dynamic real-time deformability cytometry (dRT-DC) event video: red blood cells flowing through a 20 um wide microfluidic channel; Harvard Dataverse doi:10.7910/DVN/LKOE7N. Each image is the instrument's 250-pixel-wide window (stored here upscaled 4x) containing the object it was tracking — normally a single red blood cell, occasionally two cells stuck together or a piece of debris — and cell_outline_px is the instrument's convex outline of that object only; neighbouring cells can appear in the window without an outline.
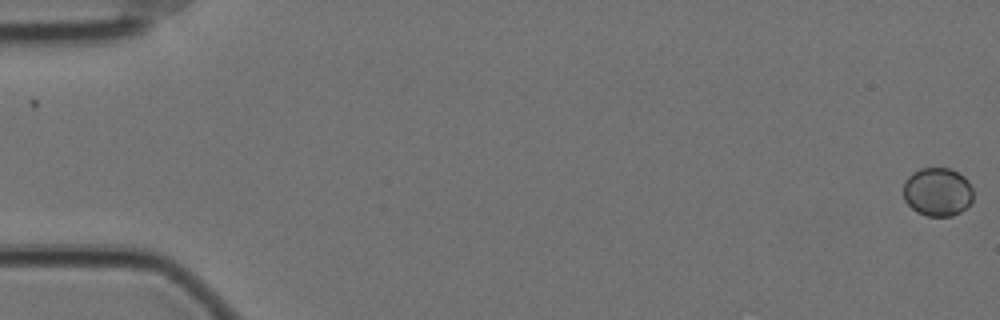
{"species": "Egyptian fruit bat (a non-hibernating species)", "species_latin": "Rousettus aegyptiacus", "temperature_condition": "cold", "stored_images_in_passage": 15, "camera_frame_rate_fps": 3000, "um_per_image_px": 0.085, "animal": {"sex": "female"}, "frame": {"image": 1, "passage_image": 1, "time_ms": 0.0, "image_size_px": [1000, 320], "cell_outline_px": [[972, 200], [960, 212], [952, 216], [928, 216], [916, 212], [904, 200], [904, 180], [912, 172], [920, 168], [948, 168], [964, 176], [968, 180], [972, 188]], "centroid_in_image_um": [79.67, 16.3], "position_along_channel_um": 5.3, "area_um2": 19.77}}